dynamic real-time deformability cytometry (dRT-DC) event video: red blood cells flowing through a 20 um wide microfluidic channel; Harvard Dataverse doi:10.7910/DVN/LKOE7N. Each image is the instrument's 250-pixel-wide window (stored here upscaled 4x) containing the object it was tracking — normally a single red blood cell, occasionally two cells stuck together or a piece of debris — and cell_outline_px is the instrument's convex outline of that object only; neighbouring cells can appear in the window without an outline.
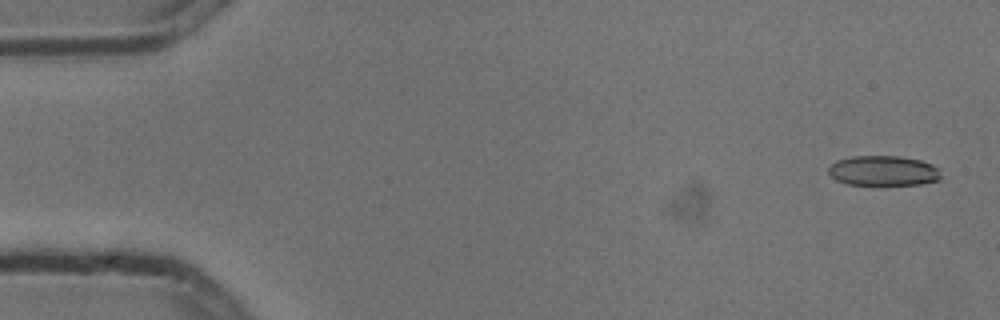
{"species": "common noctule bat (a hibernating species)", "species_latin": "Nyctalus noctula", "temperature_condition": "cold", "stored_images_in_passage": 5, "camera_frame_rate_fps": 3000, "um_per_image_px": 0.085, "animal": {"sex": "male", "body_mass_g": 13.3}, "frame": {"image": 1, "passage_image": 1, "time_ms": 0.0, "image_size_px": [1000, 320], "cell_outline_px": [[940, 180], [920, 184], [848, 184], [836, 180], [828, 172], [828, 168], [836, 160], [852, 156], [896, 156], [920, 160], [932, 164], [940, 168]], "centroid_in_image_um": [75.1, 14.5], "position_along_channel_um": 9.9, "area_um2": 19.59}}
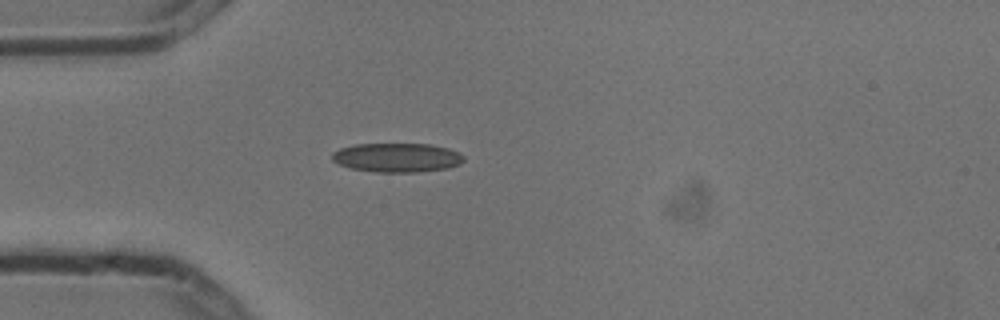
{"frame": {"image": 2, "passage_image": 5, "time_ms": 1.333, "image_size_px": [1000, 320], "cell_outline_px": [[464, 160], [460, 164], [448, 168], [416, 172], [376, 172], [352, 168], [340, 164], [332, 160], [332, 152], [340, 148], [356, 144], [428, 144], [448, 148], [460, 152], [464, 156]], "centroid_in_image_um": [33.77, 13.39], "position_along_channel_um": 51.2, "area_um2": 22.31}}